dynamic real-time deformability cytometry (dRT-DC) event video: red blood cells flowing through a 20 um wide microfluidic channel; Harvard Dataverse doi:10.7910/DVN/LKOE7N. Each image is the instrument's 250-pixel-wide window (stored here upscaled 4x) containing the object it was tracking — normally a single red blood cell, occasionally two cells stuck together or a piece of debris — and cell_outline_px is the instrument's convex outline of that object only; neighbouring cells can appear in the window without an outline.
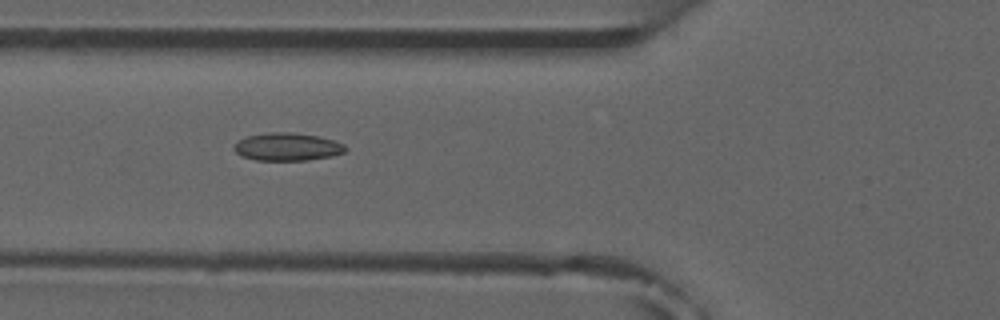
{"species": "common noctule bat (a hibernating species)", "species_latin": "Nyctalus noctula", "temperature_condition": "room temperature", "stored_images_in_passage": 5, "camera_frame_rate_fps": 3000, "um_per_image_px": 0.085, "animal": {"sex": "male", "forearm_length_mm": 52.5}, "frame": {"image": 1, "passage_image": 4, "time_ms": 3.333, "image_size_px": [1000, 320], "cell_outline_px": [[348, 148], [344, 152], [332, 156], [308, 160], [256, 160], [240, 156], [232, 148], [240, 140], [248, 136], [268, 132], [292, 132], [316, 136], [332, 140], [344, 144]], "centroid_in_image_um": [24.42, 12.48], "position_along_channel_um": 101.4, "area_um2": 17.98}}
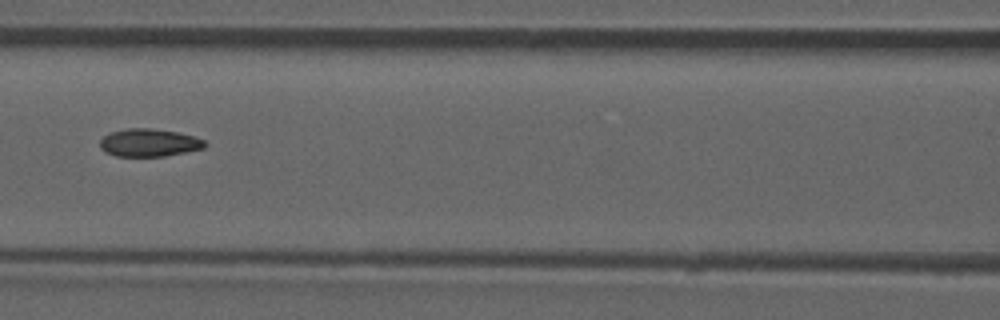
{"frame": {"image": 2, "passage_image": 5, "time_ms": 4.667, "image_size_px": [1000, 320], "cell_outline_px": [[208, 144], [204, 148], [164, 156], [116, 156], [104, 152], [100, 148], [100, 140], [104, 136], [112, 132], [124, 128], [152, 128], [176, 132], [196, 136], [204, 140]], "centroid_in_image_um": [12.67, 12.12], "position_along_channel_um": 153.9, "area_um2": 17.05}}